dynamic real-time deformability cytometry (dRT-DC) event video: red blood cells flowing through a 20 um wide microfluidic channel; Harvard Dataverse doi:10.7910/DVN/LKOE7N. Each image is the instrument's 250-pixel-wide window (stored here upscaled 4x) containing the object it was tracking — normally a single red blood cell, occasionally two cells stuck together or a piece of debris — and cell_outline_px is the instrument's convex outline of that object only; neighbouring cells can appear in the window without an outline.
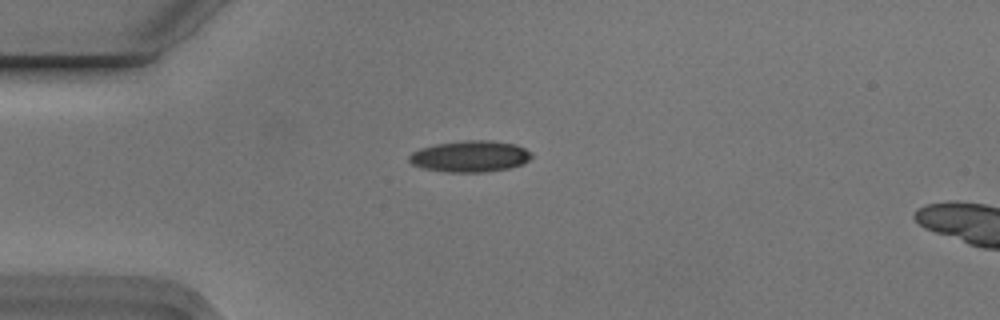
{"species": "Egyptian fruit bat (a non-hibernating species)", "species_latin": "Rousettus aegyptiacus", "temperature_condition": "cold", "stored_images_in_passage": 6, "camera_frame_rate_fps": 3000, "um_per_image_px": 0.085, "animal": {"sex": "male"}, "frame": {"image": 1, "passage_image": 1, "time_ms": 0.0, "image_size_px": [1000, 320], "cell_outline_px": [[532, 156], [524, 164], [512, 168], [484, 172], [448, 172], [424, 168], [412, 164], [408, 160], [408, 156], [412, 152], [420, 148], [436, 144], [464, 140], [488, 140], [512, 144], [524, 148]], "centroid_in_image_um": [39.94, 13.29], "position_along_channel_um": 45.1, "area_um2": 22.25}}
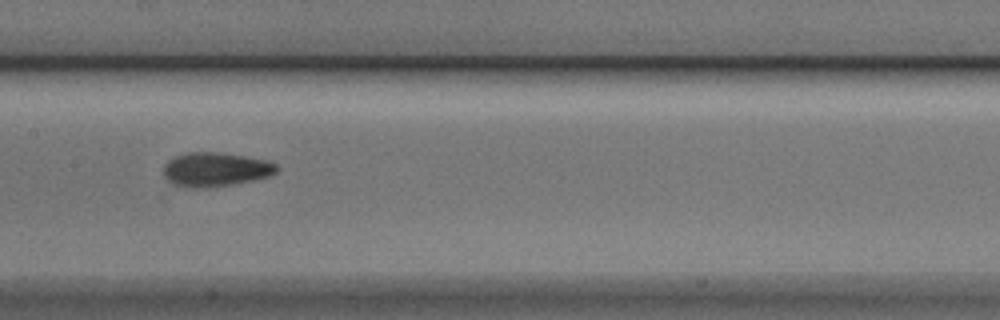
{"frame": {"image": 2, "passage_image": 5, "time_ms": 1.333, "image_size_px": [1000, 320], "cell_outline_px": [[280, 168], [276, 172], [268, 176], [236, 184], [204, 188], [192, 188], [172, 184], [164, 176], [164, 164], [168, 160], [176, 156], [188, 152], [216, 152], [244, 156], [268, 160], [276, 164]], "centroid_in_image_um": [18.32, 14.41], "position_along_channel_um": 189.1, "area_um2": 22.54}}
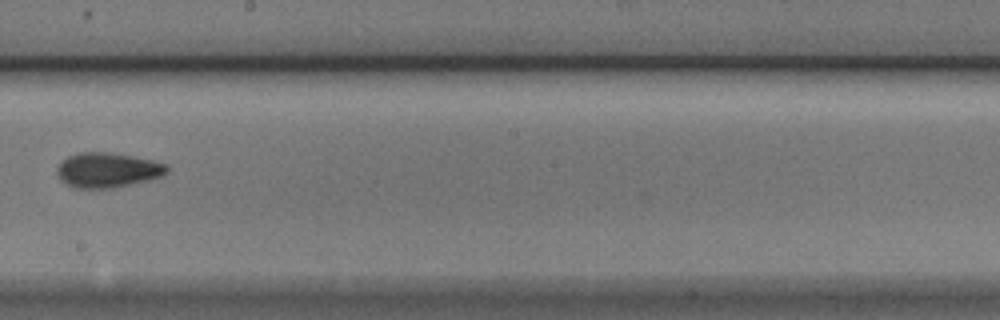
{"frame": {"image": 3, "passage_image": 6, "time_ms": 1.667, "image_size_px": [1000, 320], "cell_outline_px": [[168, 172], [164, 176], [132, 184], [112, 188], [72, 188], [60, 180], [56, 172], [56, 168], [68, 156], [80, 152], [108, 152], [132, 156], [152, 160], [164, 164], [168, 168]], "centroid_in_image_um": [9.13, 14.47], "position_along_channel_um": 239.1, "area_um2": 22.37}}